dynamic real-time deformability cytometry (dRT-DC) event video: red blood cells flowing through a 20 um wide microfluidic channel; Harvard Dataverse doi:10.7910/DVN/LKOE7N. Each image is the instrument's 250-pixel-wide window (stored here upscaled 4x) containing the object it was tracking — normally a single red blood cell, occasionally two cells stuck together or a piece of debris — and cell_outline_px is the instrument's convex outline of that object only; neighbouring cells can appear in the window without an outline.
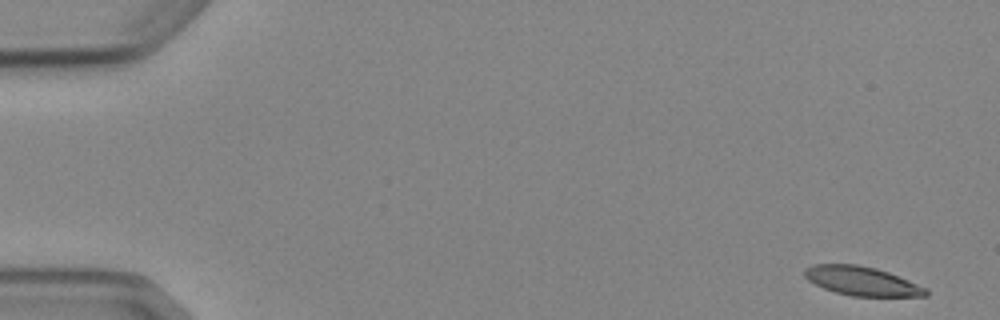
{"species": "Egyptian fruit bat (a non-hibernating species)", "species_latin": "Rousettus aegyptiacus", "temperature_condition": "cold", "stored_images_in_passage": 5, "camera_frame_rate_fps": 3000, "um_per_image_px": 0.085, "animal": {"sex": "female"}, "frame": {"image": 1, "passage_image": 1, "time_ms": 0.0, "image_size_px": [1000, 320], "cell_outline_px": [[928, 296], [852, 296], [836, 292], [824, 288], [808, 280], [804, 276], [804, 268], [812, 264], [856, 264], [876, 268], [888, 272], [928, 288]], "centroid_in_image_um": [73.25, 23.88], "position_along_channel_um": 11.7, "area_um2": 20.46}}
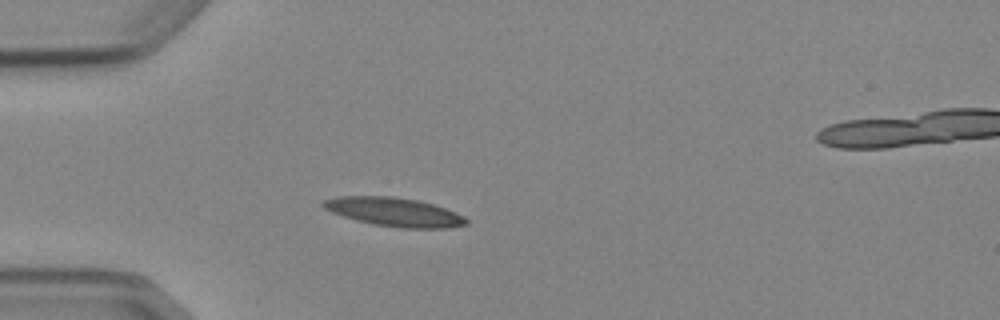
{"frame": {"image": 2, "passage_image": 5, "time_ms": 4.333, "image_size_px": [1000, 320], "cell_outline_px": [[468, 224], [448, 228], [404, 228], [372, 224], [356, 220], [332, 212], [324, 208], [320, 204], [320, 200], [336, 196], [392, 196], [416, 200], [432, 204], [456, 212], [464, 216], [468, 220]], "centroid_in_image_um": [33.48, 18.01], "position_along_channel_um": 51.5, "area_um2": 23.99}}